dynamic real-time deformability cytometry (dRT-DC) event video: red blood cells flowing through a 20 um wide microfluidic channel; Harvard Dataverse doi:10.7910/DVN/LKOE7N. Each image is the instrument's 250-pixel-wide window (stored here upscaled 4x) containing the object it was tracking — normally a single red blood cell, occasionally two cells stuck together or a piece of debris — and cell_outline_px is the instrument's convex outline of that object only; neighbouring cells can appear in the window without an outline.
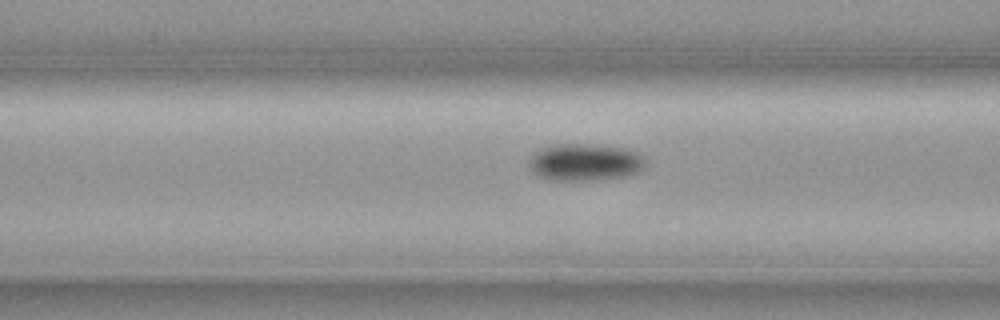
{"species": "common noctule bat (a hibernating species)", "species_latin": "Nyctalus noctula", "temperature_condition": "cold", "stored_images_in_passage": 20, "camera_frame_rate_fps": 3000, "um_per_image_px": 0.085, "animal": {"sex": "female", "body_mass_g": 19.3, "forearm_length_mm": 54.1}, "frame": {"image": 1, "passage_image": 18, "time_ms": 5.667, "image_size_px": [1000, 320], "cell_outline_px": [[644, 168], [640, 172], [620, 176], [596, 180], [552, 180], [540, 176], [532, 172], [528, 164], [528, 160], [540, 148], [552, 144], [584, 144], [624, 148], [636, 152], [644, 160]], "centroid_in_image_um": [49.67, 13.79], "position_along_channel_um": 116.9, "area_um2": 24.97}}